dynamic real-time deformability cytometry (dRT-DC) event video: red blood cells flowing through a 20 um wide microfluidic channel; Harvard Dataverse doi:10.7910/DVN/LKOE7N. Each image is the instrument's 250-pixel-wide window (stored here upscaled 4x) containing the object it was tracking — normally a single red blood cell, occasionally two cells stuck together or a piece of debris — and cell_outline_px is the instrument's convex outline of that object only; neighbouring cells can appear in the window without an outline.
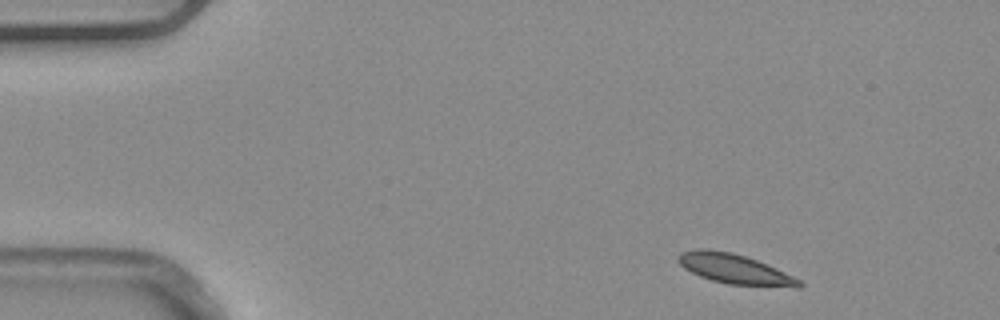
{"species": "common noctule bat (a hibernating species)", "species_latin": "Nyctalus noctula", "temperature_condition": "warm", "stored_images_in_passage": 5, "camera_frame_rate_fps": 3000, "um_per_image_px": 0.085, "animal": {"sex": "male", "body_mass_g": 20.4}, "frame": {"image": 1, "passage_image": 1, "time_ms": 0.0, "image_size_px": [1000, 320], "cell_outline_px": [[804, 284], [800, 288], [796, 288], [728, 284], [712, 280], [700, 276], [684, 268], [676, 260], [676, 256], [680, 252], [700, 248], [708, 248], [732, 252], [756, 260], [776, 268], [800, 280]], "centroid_in_image_um": [62.43, 22.86], "position_along_channel_um": 22.6, "area_um2": 21.15}}
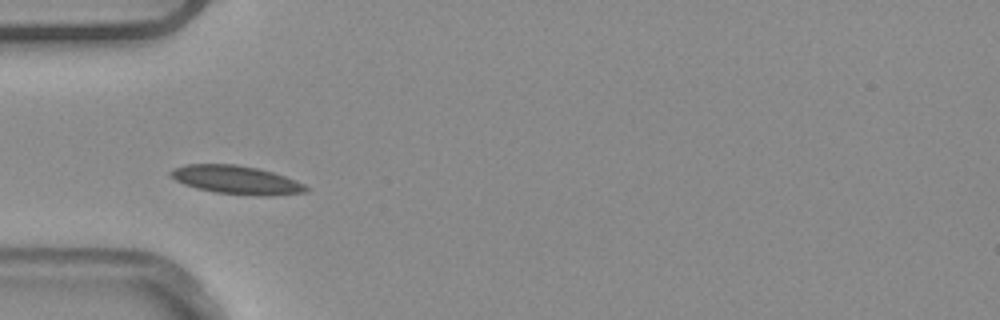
{"frame": {"image": 2, "passage_image": 4, "time_ms": 1.0, "image_size_px": [1000, 320], "cell_outline_px": [[308, 192], [272, 196], [264, 196], [216, 192], [196, 188], [184, 184], [168, 176], [168, 172], [172, 168], [184, 164], [236, 164], [256, 168], [272, 172], [296, 180], [304, 184], [308, 188]], "centroid_in_image_um": [20.06, 15.28], "position_along_channel_um": 64.9, "area_um2": 22.48}}